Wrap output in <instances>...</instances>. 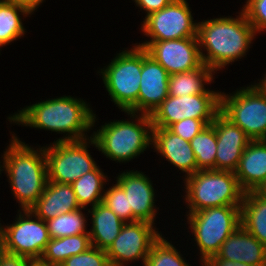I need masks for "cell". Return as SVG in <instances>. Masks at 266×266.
I'll list each match as a JSON object with an SVG mask.
<instances>
[{
  "mask_svg": "<svg viewBox=\"0 0 266 266\" xmlns=\"http://www.w3.org/2000/svg\"><path fill=\"white\" fill-rule=\"evenodd\" d=\"M155 229L153 224L144 221L125 223L106 251L110 265L125 266L136 259H142L145 264L152 244L161 236Z\"/></svg>",
  "mask_w": 266,
  "mask_h": 266,
  "instance_id": "obj_13",
  "label": "cell"
},
{
  "mask_svg": "<svg viewBox=\"0 0 266 266\" xmlns=\"http://www.w3.org/2000/svg\"><path fill=\"white\" fill-rule=\"evenodd\" d=\"M250 86H253L260 94L266 96V77H264L260 83Z\"/></svg>",
  "mask_w": 266,
  "mask_h": 266,
  "instance_id": "obj_39",
  "label": "cell"
},
{
  "mask_svg": "<svg viewBox=\"0 0 266 266\" xmlns=\"http://www.w3.org/2000/svg\"><path fill=\"white\" fill-rule=\"evenodd\" d=\"M11 139V144L3 155L2 168H5L21 210H26L40 198L48 182L45 149L34 150L14 134Z\"/></svg>",
  "mask_w": 266,
  "mask_h": 266,
  "instance_id": "obj_3",
  "label": "cell"
},
{
  "mask_svg": "<svg viewBox=\"0 0 266 266\" xmlns=\"http://www.w3.org/2000/svg\"><path fill=\"white\" fill-rule=\"evenodd\" d=\"M88 210L89 213H92V229L88 231L91 246L107 251L119 235L125 222L104 203L92 207L91 211Z\"/></svg>",
  "mask_w": 266,
  "mask_h": 266,
  "instance_id": "obj_22",
  "label": "cell"
},
{
  "mask_svg": "<svg viewBox=\"0 0 266 266\" xmlns=\"http://www.w3.org/2000/svg\"><path fill=\"white\" fill-rule=\"evenodd\" d=\"M256 192L261 196L266 197V180L259 186Z\"/></svg>",
  "mask_w": 266,
  "mask_h": 266,
  "instance_id": "obj_41",
  "label": "cell"
},
{
  "mask_svg": "<svg viewBox=\"0 0 266 266\" xmlns=\"http://www.w3.org/2000/svg\"><path fill=\"white\" fill-rule=\"evenodd\" d=\"M142 72V47L120 52L101 69L106 90L121 111L138 114V94Z\"/></svg>",
  "mask_w": 266,
  "mask_h": 266,
  "instance_id": "obj_6",
  "label": "cell"
},
{
  "mask_svg": "<svg viewBox=\"0 0 266 266\" xmlns=\"http://www.w3.org/2000/svg\"><path fill=\"white\" fill-rule=\"evenodd\" d=\"M172 0H134L141 9L146 11V16L165 8Z\"/></svg>",
  "mask_w": 266,
  "mask_h": 266,
  "instance_id": "obj_35",
  "label": "cell"
},
{
  "mask_svg": "<svg viewBox=\"0 0 266 266\" xmlns=\"http://www.w3.org/2000/svg\"><path fill=\"white\" fill-rule=\"evenodd\" d=\"M194 152L197 171L215 170L217 137L215 128L210 124L189 142Z\"/></svg>",
  "mask_w": 266,
  "mask_h": 266,
  "instance_id": "obj_28",
  "label": "cell"
},
{
  "mask_svg": "<svg viewBox=\"0 0 266 266\" xmlns=\"http://www.w3.org/2000/svg\"><path fill=\"white\" fill-rule=\"evenodd\" d=\"M19 12L25 16L30 14L15 2L0 0V47L24 36L26 31Z\"/></svg>",
  "mask_w": 266,
  "mask_h": 266,
  "instance_id": "obj_27",
  "label": "cell"
},
{
  "mask_svg": "<svg viewBox=\"0 0 266 266\" xmlns=\"http://www.w3.org/2000/svg\"><path fill=\"white\" fill-rule=\"evenodd\" d=\"M203 266H252L250 264L242 263V262H234L231 260L220 258L218 255L211 256L206 262H204Z\"/></svg>",
  "mask_w": 266,
  "mask_h": 266,
  "instance_id": "obj_37",
  "label": "cell"
},
{
  "mask_svg": "<svg viewBox=\"0 0 266 266\" xmlns=\"http://www.w3.org/2000/svg\"><path fill=\"white\" fill-rule=\"evenodd\" d=\"M59 266H111L107 253L91 246L85 252L71 256Z\"/></svg>",
  "mask_w": 266,
  "mask_h": 266,
  "instance_id": "obj_32",
  "label": "cell"
},
{
  "mask_svg": "<svg viewBox=\"0 0 266 266\" xmlns=\"http://www.w3.org/2000/svg\"><path fill=\"white\" fill-rule=\"evenodd\" d=\"M213 70L204 63L197 69L189 72H181L169 75V96L182 97L184 95L196 94H221L206 89L204 83H210L213 80Z\"/></svg>",
  "mask_w": 266,
  "mask_h": 266,
  "instance_id": "obj_24",
  "label": "cell"
},
{
  "mask_svg": "<svg viewBox=\"0 0 266 266\" xmlns=\"http://www.w3.org/2000/svg\"><path fill=\"white\" fill-rule=\"evenodd\" d=\"M26 9L30 14L38 8L43 0H9Z\"/></svg>",
  "mask_w": 266,
  "mask_h": 266,
  "instance_id": "obj_38",
  "label": "cell"
},
{
  "mask_svg": "<svg viewBox=\"0 0 266 266\" xmlns=\"http://www.w3.org/2000/svg\"><path fill=\"white\" fill-rule=\"evenodd\" d=\"M255 35L243 10L237 18L220 17L198 22L197 39L202 62L215 73L245 56ZM202 47L206 49V55Z\"/></svg>",
  "mask_w": 266,
  "mask_h": 266,
  "instance_id": "obj_2",
  "label": "cell"
},
{
  "mask_svg": "<svg viewBox=\"0 0 266 266\" xmlns=\"http://www.w3.org/2000/svg\"><path fill=\"white\" fill-rule=\"evenodd\" d=\"M220 258L252 266H266V247L241 225L222 243Z\"/></svg>",
  "mask_w": 266,
  "mask_h": 266,
  "instance_id": "obj_19",
  "label": "cell"
},
{
  "mask_svg": "<svg viewBox=\"0 0 266 266\" xmlns=\"http://www.w3.org/2000/svg\"><path fill=\"white\" fill-rule=\"evenodd\" d=\"M106 177L98 166L95 170L87 172L71 184L81 208H86L85 206L88 204L95 207L102 203L104 196L102 190L106 183Z\"/></svg>",
  "mask_w": 266,
  "mask_h": 266,
  "instance_id": "obj_26",
  "label": "cell"
},
{
  "mask_svg": "<svg viewBox=\"0 0 266 266\" xmlns=\"http://www.w3.org/2000/svg\"><path fill=\"white\" fill-rule=\"evenodd\" d=\"M220 112V94L167 96L151 115L153 127L168 128L186 118L214 120Z\"/></svg>",
  "mask_w": 266,
  "mask_h": 266,
  "instance_id": "obj_11",
  "label": "cell"
},
{
  "mask_svg": "<svg viewBox=\"0 0 266 266\" xmlns=\"http://www.w3.org/2000/svg\"><path fill=\"white\" fill-rule=\"evenodd\" d=\"M189 213L211 207L241 206L245 192L235 172L201 170L185 178Z\"/></svg>",
  "mask_w": 266,
  "mask_h": 266,
  "instance_id": "obj_5",
  "label": "cell"
},
{
  "mask_svg": "<svg viewBox=\"0 0 266 266\" xmlns=\"http://www.w3.org/2000/svg\"><path fill=\"white\" fill-rule=\"evenodd\" d=\"M86 140L56 141L51 147H44L48 181L71 185L98 167L87 150V143H92V136L89 142Z\"/></svg>",
  "mask_w": 266,
  "mask_h": 266,
  "instance_id": "obj_9",
  "label": "cell"
},
{
  "mask_svg": "<svg viewBox=\"0 0 266 266\" xmlns=\"http://www.w3.org/2000/svg\"><path fill=\"white\" fill-rule=\"evenodd\" d=\"M186 0H172L165 8L145 16L142 31L150 41L197 37L198 23Z\"/></svg>",
  "mask_w": 266,
  "mask_h": 266,
  "instance_id": "obj_12",
  "label": "cell"
},
{
  "mask_svg": "<svg viewBox=\"0 0 266 266\" xmlns=\"http://www.w3.org/2000/svg\"><path fill=\"white\" fill-rule=\"evenodd\" d=\"M214 120H200L186 118L170 125L168 129L179 135L182 139L191 141L192 138L200 133L206 126L210 125Z\"/></svg>",
  "mask_w": 266,
  "mask_h": 266,
  "instance_id": "obj_33",
  "label": "cell"
},
{
  "mask_svg": "<svg viewBox=\"0 0 266 266\" xmlns=\"http://www.w3.org/2000/svg\"><path fill=\"white\" fill-rule=\"evenodd\" d=\"M123 222H133L132 209L124 190L116 183L104 193L103 201Z\"/></svg>",
  "mask_w": 266,
  "mask_h": 266,
  "instance_id": "obj_31",
  "label": "cell"
},
{
  "mask_svg": "<svg viewBox=\"0 0 266 266\" xmlns=\"http://www.w3.org/2000/svg\"><path fill=\"white\" fill-rule=\"evenodd\" d=\"M22 211L23 214L19 210V217L14 224L5 228L1 226L0 234L9 254L39 261L50 241L46 221L34 215L30 209Z\"/></svg>",
  "mask_w": 266,
  "mask_h": 266,
  "instance_id": "obj_10",
  "label": "cell"
},
{
  "mask_svg": "<svg viewBox=\"0 0 266 266\" xmlns=\"http://www.w3.org/2000/svg\"><path fill=\"white\" fill-rule=\"evenodd\" d=\"M7 253L8 252L6 251V248H5V245H4V240L2 238V235L0 234V266H1L2 261H3L5 255Z\"/></svg>",
  "mask_w": 266,
  "mask_h": 266,
  "instance_id": "obj_40",
  "label": "cell"
},
{
  "mask_svg": "<svg viewBox=\"0 0 266 266\" xmlns=\"http://www.w3.org/2000/svg\"><path fill=\"white\" fill-rule=\"evenodd\" d=\"M33 262L30 258L7 253L1 266H30Z\"/></svg>",
  "mask_w": 266,
  "mask_h": 266,
  "instance_id": "obj_36",
  "label": "cell"
},
{
  "mask_svg": "<svg viewBox=\"0 0 266 266\" xmlns=\"http://www.w3.org/2000/svg\"><path fill=\"white\" fill-rule=\"evenodd\" d=\"M169 73L145 48H142V72L138 94V113L152 115L169 95Z\"/></svg>",
  "mask_w": 266,
  "mask_h": 266,
  "instance_id": "obj_16",
  "label": "cell"
},
{
  "mask_svg": "<svg viewBox=\"0 0 266 266\" xmlns=\"http://www.w3.org/2000/svg\"><path fill=\"white\" fill-rule=\"evenodd\" d=\"M240 224L266 247V197L256 191L244 194L240 207Z\"/></svg>",
  "mask_w": 266,
  "mask_h": 266,
  "instance_id": "obj_23",
  "label": "cell"
},
{
  "mask_svg": "<svg viewBox=\"0 0 266 266\" xmlns=\"http://www.w3.org/2000/svg\"><path fill=\"white\" fill-rule=\"evenodd\" d=\"M79 208L81 207L72 185L48 181L42 195L30 210L40 219L47 221Z\"/></svg>",
  "mask_w": 266,
  "mask_h": 266,
  "instance_id": "obj_20",
  "label": "cell"
},
{
  "mask_svg": "<svg viewBox=\"0 0 266 266\" xmlns=\"http://www.w3.org/2000/svg\"><path fill=\"white\" fill-rule=\"evenodd\" d=\"M144 266H190L162 235L152 244Z\"/></svg>",
  "mask_w": 266,
  "mask_h": 266,
  "instance_id": "obj_30",
  "label": "cell"
},
{
  "mask_svg": "<svg viewBox=\"0 0 266 266\" xmlns=\"http://www.w3.org/2000/svg\"><path fill=\"white\" fill-rule=\"evenodd\" d=\"M220 112L251 140L266 139V96L253 86L243 87L232 96L221 93Z\"/></svg>",
  "mask_w": 266,
  "mask_h": 266,
  "instance_id": "obj_8",
  "label": "cell"
},
{
  "mask_svg": "<svg viewBox=\"0 0 266 266\" xmlns=\"http://www.w3.org/2000/svg\"><path fill=\"white\" fill-rule=\"evenodd\" d=\"M169 74L189 72L203 62L197 37L139 43Z\"/></svg>",
  "mask_w": 266,
  "mask_h": 266,
  "instance_id": "obj_14",
  "label": "cell"
},
{
  "mask_svg": "<svg viewBox=\"0 0 266 266\" xmlns=\"http://www.w3.org/2000/svg\"><path fill=\"white\" fill-rule=\"evenodd\" d=\"M89 247V234L50 238L39 262L48 266H59L66 259L85 252Z\"/></svg>",
  "mask_w": 266,
  "mask_h": 266,
  "instance_id": "obj_25",
  "label": "cell"
},
{
  "mask_svg": "<svg viewBox=\"0 0 266 266\" xmlns=\"http://www.w3.org/2000/svg\"><path fill=\"white\" fill-rule=\"evenodd\" d=\"M211 125L217 137L215 170L235 172L251 139L237 125L219 112Z\"/></svg>",
  "mask_w": 266,
  "mask_h": 266,
  "instance_id": "obj_15",
  "label": "cell"
},
{
  "mask_svg": "<svg viewBox=\"0 0 266 266\" xmlns=\"http://www.w3.org/2000/svg\"><path fill=\"white\" fill-rule=\"evenodd\" d=\"M95 115L85 101L64 96L32 104L8 119L19 125L68 134L56 141H78L89 139L85 132L94 126Z\"/></svg>",
  "mask_w": 266,
  "mask_h": 266,
  "instance_id": "obj_1",
  "label": "cell"
},
{
  "mask_svg": "<svg viewBox=\"0 0 266 266\" xmlns=\"http://www.w3.org/2000/svg\"><path fill=\"white\" fill-rule=\"evenodd\" d=\"M240 207H211L188 213L189 228L199 247L202 264L217 255L222 243L241 225Z\"/></svg>",
  "mask_w": 266,
  "mask_h": 266,
  "instance_id": "obj_7",
  "label": "cell"
},
{
  "mask_svg": "<svg viewBox=\"0 0 266 266\" xmlns=\"http://www.w3.org/2000/svg\"><path fill=\"white\" fill-rule=\"evenodd\" d=\"M79 208L70 213H62L54 219L47 220V228L50 238H62L78 234H88L86 231V218Z\"/></svg>",
  "mask_w": 266,
  "mask_h": 266,
  "instance_id": "obj_29",
  "label": "cell"
},
{
  "mask_svg": "<svg viewBox=\"0 0 266 266\" xmlns=\"http://www.w3.org/2000/svg\"><path fill=\"white\" fill-rule=\"evenodd\" d=\"M235 176L245 193L256 191L266 180V139L250 141L242 153Z\"/></svg>",
  "mask_w": 266,
  "mask_h": 266,
  "instance_id": "obj_21",
  "label": "cell"
},
{
  "mask_svg": "<svg viewBox=\"0 0 266 266\" xmlns=\"http://www.w3.org/2000/svg\"><path fill=\"white\" fill-rule=\"evenodd\" d=\"M152 145L163 158L185 172V177L197 172L196 158L189 141L168 128L153 127Z\"/></svg>",
  "mask_w": 266,
  "mask_h": 266,
  "instance_id": "obj_18",
  "label": "cell"
},
{
  "mask_svg": "<svg viewBox=\"0 0 266 266\" xmlns=\"http://www.w3.org/2000/svg\"><path fill=\"white\" fill-rule=\"evenodd\" d=\"M135 121H113L105 123L92 135V143L109 159L126 162L140 155L152 145L153 124L150 115L125 111ZM136 115V116H135ZM139 118H138V117ZM135 117V118H134Z\"/></svg>",
  "mask_w": 266,
  "mask_h": 266,
  "instance_id": "obj_4",
  "label": "cell"
},
{
  "mask_svg": "<svg viewBox=\"0 0 266 266\" xmlns=\"http://www.w3.org/2000/svg\"><path fill=\"white\" fill-rule=\"evenodd\" d=\"M116 181L128 197L133 222L144 221L154 225L157 209H154L155 191L149 177L147 178L142 172L132 170L118 175Z\"/></svg>",
  "mask_w": 266,
  "mask_h": 266,
  "instance_id": "obj_17",
  "label": "cell"
},
{
  "mask_svg": "<svg viewBox=\"0 0 266 266\" xmlns=\"http://www.w3.org/2000/svg\"><path fill=\"white\" fill-rule=\"evenodd\" d=\"M243 12L255 32L266 30V0H247Z\"/></svg>",
  "mask_w": 266,
  "mask_h": 266,
  "instance_id": "obj_34",
  "label": "cell"
},
{
  "mask_svg": "<svg viewBox=\"0 0 266 266\" xmlns=\"http://www.w3.org/2000/svg\"><path fill=\"white\" fill-rule=\"evenodd\" d=\"M30 266H48V265L42 264L39 261H34Z\"/></svg>",
  "mask_w": 266,
  "mask_h": 266,
  "instance_id": "obj_42",
  "label": "cell"
}]
</instances>
